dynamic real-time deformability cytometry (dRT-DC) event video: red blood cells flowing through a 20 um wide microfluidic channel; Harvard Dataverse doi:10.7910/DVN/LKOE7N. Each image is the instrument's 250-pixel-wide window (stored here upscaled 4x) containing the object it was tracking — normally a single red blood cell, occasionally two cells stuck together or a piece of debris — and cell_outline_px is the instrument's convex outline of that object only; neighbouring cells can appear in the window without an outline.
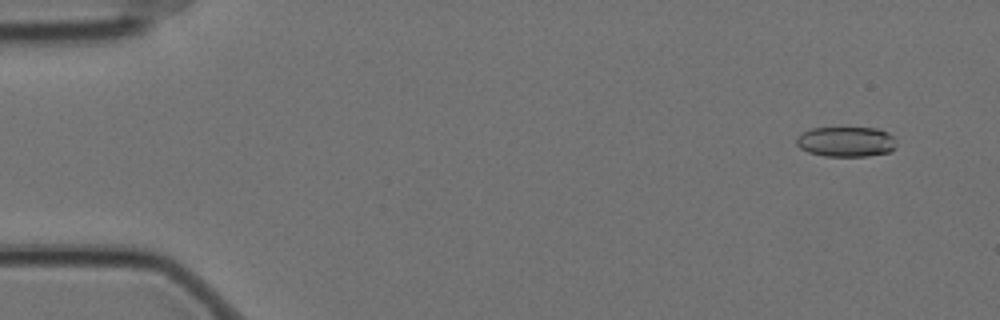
{"species": "Egyptian fruit bat (a non-hibernating species)", "species_latin": "Rousettus aegyptiacus", "temperature_condition": "cold", "stored_images_in_passage": 22, "camera_frame_rate_fps": 3000, "um_per_image_px": 0.085, "animal": {"sex": "female"}, "frame": {"image": 1, "passage_image": 4, "time_ms": 1.0, "image_size_px": [1000, 320], "cell_outline_px": [[896, 148], [888, 152], [868, 156], [824, 156], [808, 152], [800, 148], [796, 144], [796, 136], [812, 128], [876, 128], [892, 136], [896, 144]], "centroid_in_image_um": [71.89, 12.05], "position_along_channel_um": 13.1, "area_um2": 17.46}}
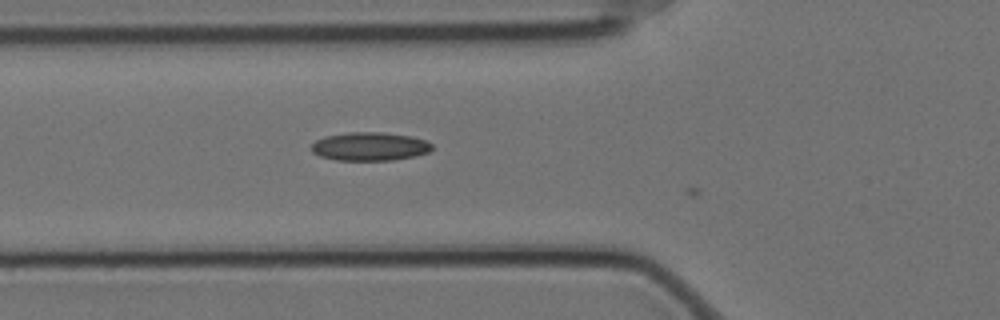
{"frame": {"image": 2, "passage_image": 21, "time_ms": 6.667, "image_size_px": [1000, 320], "cell_outline_px": [[432, 148], [428, 152], [416, 156], [392, 160], [336, 160], [320, 156], [312, 152], [312, 144], [316, 140], [324, 136], [348, 132], [384, 132], [412, 136], [424, 140], [432, 144]], "centroid_in_image_um": [31.43, 12.44], "position_along_channel_um": 94.4, "area_um2": 20.06}}